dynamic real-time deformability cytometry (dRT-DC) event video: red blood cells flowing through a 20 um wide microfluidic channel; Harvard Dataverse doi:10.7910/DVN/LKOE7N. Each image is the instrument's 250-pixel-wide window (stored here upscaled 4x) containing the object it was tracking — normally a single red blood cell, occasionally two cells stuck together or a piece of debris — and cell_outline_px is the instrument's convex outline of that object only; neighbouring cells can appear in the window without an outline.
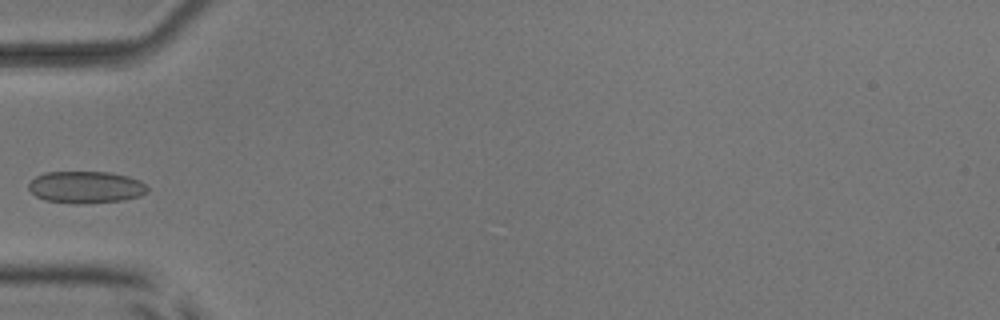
{"species": "common noctule bat (a hibernating species)", "species_latin": "Nyctalus noctula", "temperature_condition": "room temperature", "stored_images_in_passage": 4, "camera_frame_rate_fps": 3000, "um_per_image_px": 0.085, "animal": {"sex": "male", "body_mass_g": 17.9, "forearm_length_mm": 54.2}, "frame": {"image": 1, "passage_image": 3, "time_ms": 2.333, "image_size_px": [1000, 320], "cell_outline_px": [[148, 192], [140, 196], [124, 200], [44, 200], [36, 196], [28, 188], [28, 184], [36, 176], [44, 172], [108, 172], [128, 176], [140, 180], [148, 188]], "centroid_in_image_um": [7.32, 15.84], "position_along_channel_um": 77.7, "area_um2": 21.04}}
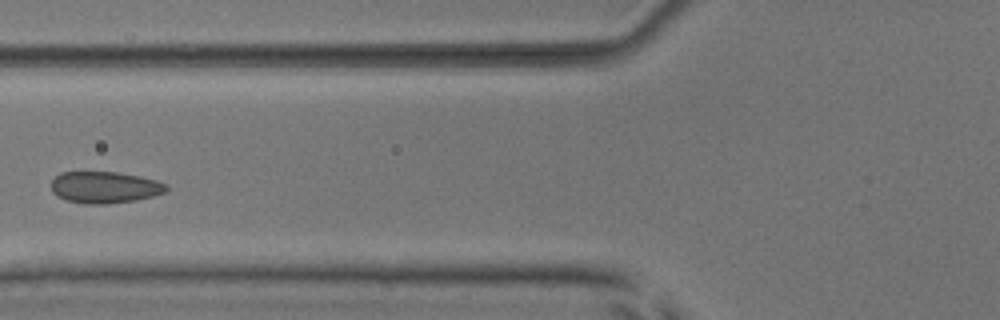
{"frame": {"image": 2, "passage_image": 4, "time_ms": 3.333, "image_size_px": [1000, 320], "cell_outline_px": [[168, 188], [164, 192], [152, 196], [136, 200], [108, 204], [84, 204], [68, 200], [56, 196], [52, 192], [52, 180], [60, 172], [116, 172], [140, 176], [156, 180], [168, 184]], "centroid_in_image_um": [8.9, 15.92], "position_along_channel_um": 116.9, "area_um2": 21.27}}